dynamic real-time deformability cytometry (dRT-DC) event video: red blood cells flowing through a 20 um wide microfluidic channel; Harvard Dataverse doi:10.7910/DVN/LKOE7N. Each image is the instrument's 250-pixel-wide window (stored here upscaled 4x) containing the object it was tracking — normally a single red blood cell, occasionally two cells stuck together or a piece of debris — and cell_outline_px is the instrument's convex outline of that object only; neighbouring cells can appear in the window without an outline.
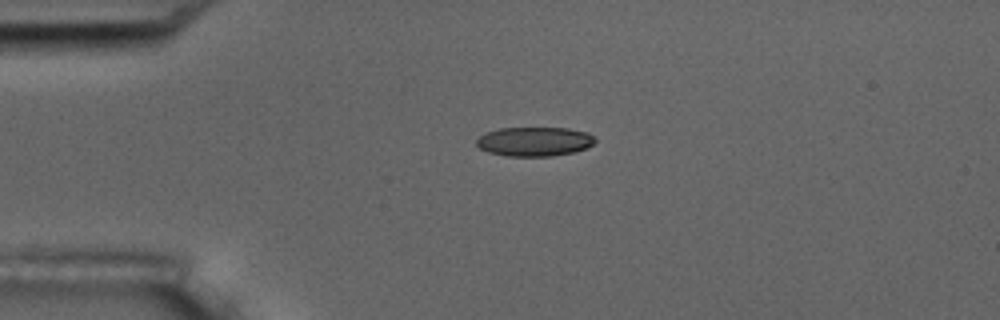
{"species": "common noctule bat (a hibernating species)", "species_latin": "Nyctalus noctula", "temperature_condition": "room temperature", "stored_images_in_passage": 2, "camera_frame_rate_fps": 3000, "um_per_image_px": 0.085, "animal": {"sex": "male", "body_mass_g": 17.5, "forearm_length_mm": 52.3}, "frame": {"image": 1, "passage_image": 1, "time_ms": 0.0, "image_size_px": [1000, 320], "cell_outline_px": [[596, 140], [592, 144], [584, 148], [572, 152], [552, 156], [508, 156], [488, 152], [480, 148], [476, 144], [476, 140], [484, 132], [500, 128], [568, 128], [588, 132]], "centroid_in_image_um": [45.39, 12.02], "position_along_channel_um": 39.6, "area_um2": 20.11}}